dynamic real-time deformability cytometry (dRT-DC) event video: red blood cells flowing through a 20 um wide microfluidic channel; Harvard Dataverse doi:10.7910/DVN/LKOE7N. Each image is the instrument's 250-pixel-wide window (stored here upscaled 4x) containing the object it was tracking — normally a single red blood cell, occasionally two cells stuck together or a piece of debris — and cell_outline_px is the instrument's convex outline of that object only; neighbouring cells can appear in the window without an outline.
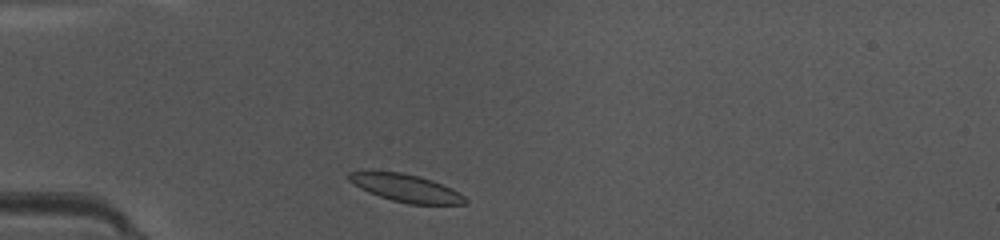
{"species": "common noctule bat (a hibernating species)", "species_latin": "Nyctalus noctula", "temperature_condition": "warm", "stored_images_in_passage": 36, "camera_frame_rate_fps": 3000, "um_per_image_px": 0.085, "animal": {"sex": "female", "body_mass_g": 10.0, "forearm_length_mm": 53.1}, "frame": {"image": 1, "passage_image": 2, "time_ms": 0.333, "image_size_px": [1000, 240], "cell_outline_px": [[468, 200], [464, 204], [408, 204], [392, 200], [368, 192], [360, 188], [348, 180], [348, 172], [400, 172], [420, 176], [432, 180], [452, 188], [464, 196]], "centroid_in_image_um": [34.53, 15.99], "position_along_channel_um": 50.5, "area_um2": 18.5}}
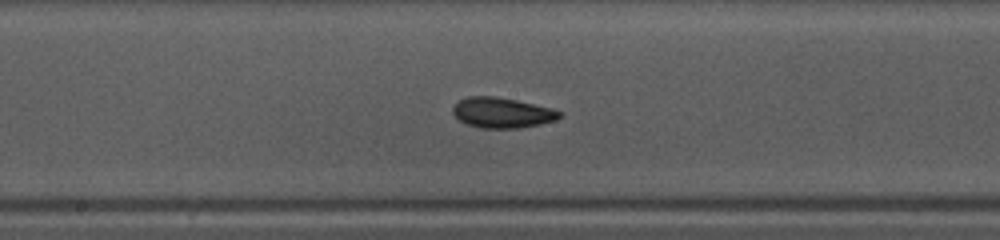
{"frame": {"image": 2, "passage_image": 14, "time_ms": 4.333, "image_size_px": [1000, 240], "cell_outline_px": [[564, 112], [556, 120], [540, 124], [520, 128], [480, 128], [468, 124], [460, 120], [452, 112], [452, 108], [460, 100], [468, 96], [496, 96], [516, 100], [552, 108]], "centroid_in_image_um": [42.7, 9.58], "position_along_channel_um": 205.5, "area_um2": 18.84}}
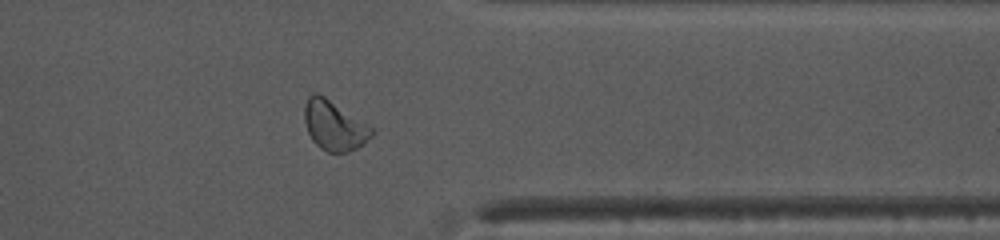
{"frame": {"image": 3, "passage_image": 27, "time_ms": 8.667, "image_size_px": [1000, 240], "cell_outline_px": [[372, 136], [364, 144], [348, 152], [328, 152], [320, 148], [312, 140], [308, 132], [304, 120], [304, 104], [308, 96], [312, 92], [316, 92], [324, 96], [372, 128]], "centroid_in_image_um": [28.36, 10.67], "position_along_channel_um": 383.0, "area_um2": 19.19}, "authors_computed_cell_mechanics": {"area_um2": 18.6116, "velocity_mm_per_s": 4.2056, "shape_relaxation_time_tau1_ms": 2.6234, "shape_relaxation_time_tau2_ms": 4.0482, "deformation_change_tau1": 0.1091, "deformation_change_tau2": 0.0646}}